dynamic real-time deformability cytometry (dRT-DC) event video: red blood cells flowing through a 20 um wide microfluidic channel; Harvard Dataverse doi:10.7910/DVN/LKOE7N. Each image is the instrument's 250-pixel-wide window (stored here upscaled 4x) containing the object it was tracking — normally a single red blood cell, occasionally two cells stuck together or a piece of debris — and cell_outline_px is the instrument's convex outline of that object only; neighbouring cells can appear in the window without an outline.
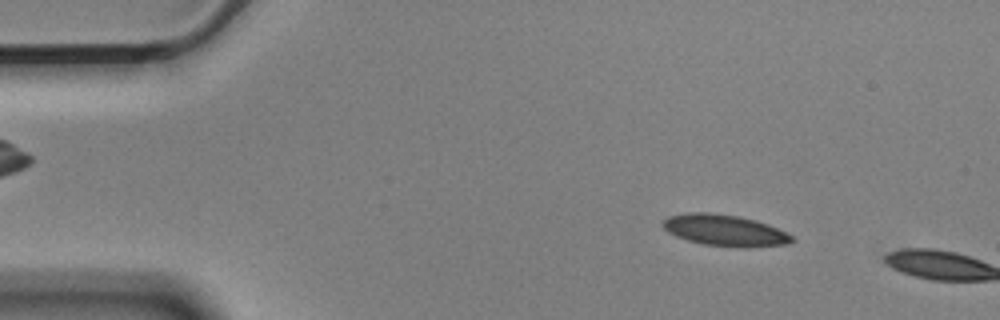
{"species": "Egyptian fruit bat (a non-hibernating species)", "species_latin": "Rousettus aegyptiacus", "temperature_condition": "cold", "stored_images_in_passage": 4, "camera_frame_rate_fps": 3000, "um_per_image_px": 0.085, "animal": {"sex": "male"}, "frame": {"image": 1, "passage_image": 2, "time_ms": 0.333, "image_size_px": [1000, 320], "cell_outline_px": [[796, 240], [788, 244], [748, 248], [736, 248], [704, 244], [688, 240], [676, 236], [668, 232], [660, 224], [668, 216], [688, 212], [708, 212], [736, 216], [756, 220], [768, 224], [792, 236]], "centroid_in_image_um": [61.6, 19.59], "position_along_channel_um": 23.4, "area_um2": 23.7}}